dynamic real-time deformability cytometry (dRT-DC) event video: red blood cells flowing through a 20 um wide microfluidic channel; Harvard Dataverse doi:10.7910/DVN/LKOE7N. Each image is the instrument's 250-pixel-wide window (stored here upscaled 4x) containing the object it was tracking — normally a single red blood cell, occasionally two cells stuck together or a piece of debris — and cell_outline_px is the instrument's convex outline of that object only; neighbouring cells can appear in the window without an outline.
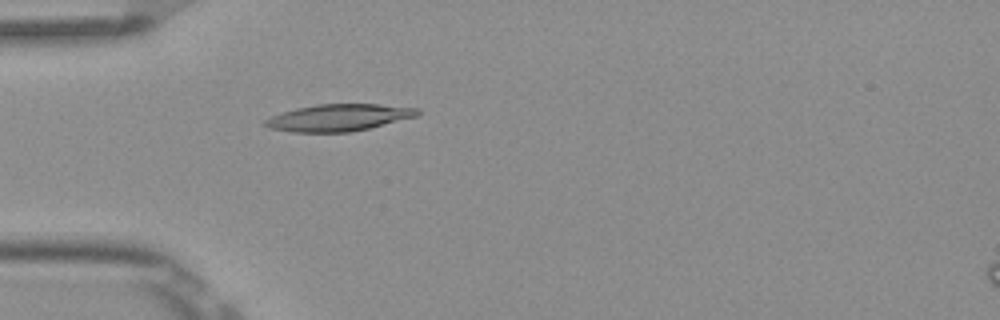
{"species": "Egyptian fruit bat (a non-hibernating species)", "species_latin": "Rousettus aegyptiacus", "temperature_condition": "room temperature", "stored_images_in_passage": 3, "camera_frame_rate_fps": 3000, "um_per_image_px": 0.085, "frame": {"image": 1, "passage_image": 3, "time_ms": 0.667, "image_size_px": [1000, 320], "cell_outline_px": [[420, 116], [352, 132], [292, 132], [268, 128], [264, 124], [264, 120], [272, 116], [296, 108], [316, 104], [380, 104], [420, 108]], "centroid_in_image_um": [28.84, 9.99], "position_along_channel_um": 56.2, "area_um2": 24.04}}